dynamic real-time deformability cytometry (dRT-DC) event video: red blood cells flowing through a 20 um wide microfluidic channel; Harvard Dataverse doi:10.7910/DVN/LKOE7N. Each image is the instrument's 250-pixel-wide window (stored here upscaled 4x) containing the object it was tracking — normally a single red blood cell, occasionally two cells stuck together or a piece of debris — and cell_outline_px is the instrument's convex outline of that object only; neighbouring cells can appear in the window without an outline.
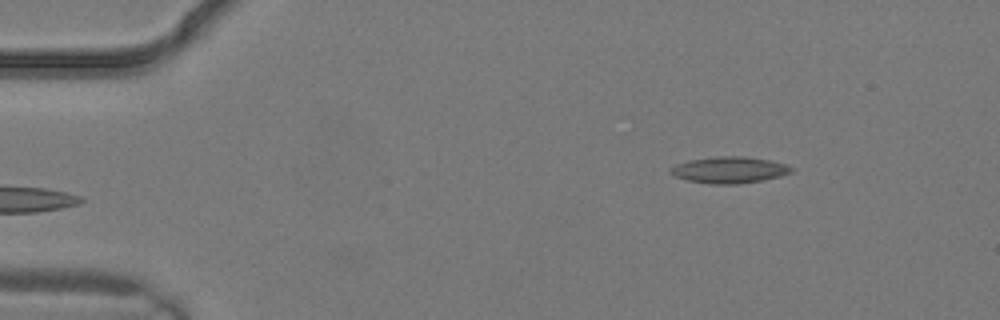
{"species": "common noctule bat (a hibernating species)", "species_latin": "Nyctalus noctula", "temperature_condition": "warm", "stored_images_in_passage": 2, "camera_frame_rate_fps": 3000, "um_per_image_px": 0.085, "animal": {"sex": "male", "body_mass_g": 19.2, "forearm_length_mm": 51.8}, "frame": {"image": 1, "passage_image": 2, "time_ms": 0.333, "image_size_px": [1000, 320], "cell_outline_px": [[792, 172], [780, 176], [764, 180], [736, 184], [708, 184], [688, 180], [676, 176], [668, 168], [676, 164], [688, 160], [716, 156], [744, 156], [768, 160], [784, 164], [792, 168]], "centroid_in_image_um": [61.97, 14.44], "position_along_channel_um": 23.0, "area_um2": 18.5}}